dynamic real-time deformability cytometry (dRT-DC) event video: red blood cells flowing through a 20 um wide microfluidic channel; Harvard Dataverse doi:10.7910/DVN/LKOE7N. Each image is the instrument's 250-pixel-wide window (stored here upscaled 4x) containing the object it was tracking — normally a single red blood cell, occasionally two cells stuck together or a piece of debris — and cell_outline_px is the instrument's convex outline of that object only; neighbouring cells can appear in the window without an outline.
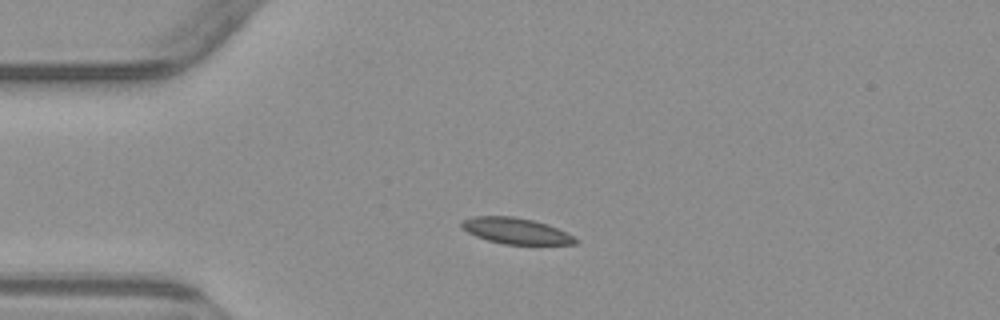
{"species": "common noctule bat (a hibernating species)", "species_latin": "Nyctalus noctula", "temperature_condition": "warm", "stored_images_in_passage": 3, "camera_frame_rate_fps": 3000, "um_per_image_px": 0.085, "animal": {"sex": "male", "body_mass_g": 23.1, "forearm_length_mm": 52.7}, "frame": {"image": 1, "passage_image": 2, "time_ms": 2.0, "image_size_px": [1000, 320], "cell_outline_px": [[580, 240], [576, 244], [504, 244], [488, 240], [476, 236], [468, 232], [460, 224], [460, 220], [472, 216], [512, 216], [532, 220], [548, 224]], "centroid_in_image_um": [43.82, 19.62], "position_along_channel_um": 41.2, "area_um2": 17.11}}